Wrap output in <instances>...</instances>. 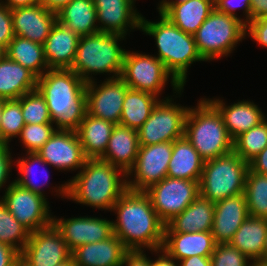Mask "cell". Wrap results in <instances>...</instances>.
I'll list each match as a JSON object with an SVG mask.
<instances>
[{"label":"cell","mask_w":267,"mask_h":266,"mask_svg":"<svg viewBox=\"0 0 267 266\" xmlns=\"http://www.w3.org/2000/svg\"><path fill=\"white\" fill-rule=\"evenodd\" d=\"M111 211L117 213V220L112 222L113 233L128 250L162 249L165 223L144 191L127 189Z\"/></svg>","instance_id":"1"},{"label":"cell","mask_w":267,"mask_h":266,"mask_svg":"<svg viewBox=\"0 0 267 266\" xmlns=\"http://www.w3.org/2000/svg\"><path fill=\"white\" fill-rule=\"evenodd\" d=\"M54 189L56 195L58 193V196L63 198L91 206L93 209L111 211L128 189L127 174L109 162L87 159L76 176Z\"/></svg>","instance_id":"2"},{"label":"cell","mask_w":267,"mask_h":266,"mask_svg":"<svg viewBox=\"0 0 267 266\" xmlns=\"http://www.w3.org/2000/svg\"><path fill=\"white\" fill-rule=\"evenodd\" d=\"M57 130L76 131L87 113L86 82L71 69H48L37 78Z\"/></svg>","instance_id":"3"},{"label":"cell","mask_w":267,"mask_h":266,"mask_svg":"<svg viewBox=\"0 0 267 266\" xmlns=\"http://www.w3.org/2000/svg\"><path fill=\"white\" fill-rule=\"evenodd\" d=\"M159 16L158 22H151L142 15L140 30L154 37L158 48L156 57L184 87L189 66L204 60L198 53L192 34L182 31L161 12Z\"/></svg>","instance_id":"4"},{"label":"cell","mask_w":267,"mask_h":266,"mask_svg":"<svg viewBox=\"0 0 267 266\" xmlns=\"http://www.w3.org/2000/svg\"><path fill=\"white\" fill-rule=\"evenodd\" d=\"M198 101L196 108L188 109L184 136L204 161L231 153L233 139L228 134L221 113L207 98Z\"/></svg>","instance_id":"5"},{"label":"cell","mask_w":267,"mask_h":266,"mask_svg":"<svg viewBox=\"0 0 267 266\" xmlns=\"http://www.w3.org/2000/svg\"><path fill=\"white\" fill-rule=\"evenodd\" d=\"M124 38L103 32L81 36L71 70L86 83L96 80L92 74H113L108 79L120 77L126 50L119 42Z\"/></svg>","instance_id":"6"},{"label":"cell","mask_w":267,"mask_h":266,"mask_svg":"<svg viewBox=\"0 0 267 266\" xmlns=\"http://www.w3.org/2000/svg\"><path fill=\"white\" fill-rule=\"evenodd\" d=\"M249 163L234 151L204 162L199 181L200 196L217 203L245 192Z\"/></svg>","instance_id":"7"},{"label":"cell","mask_w":267,"mask_h":266,"mask_svg":"<svg viewBox=\"0 0 267 266\" xmlns=\"http://www.w3.org/2000/svg\"><path fill=\"white\" fill-rule=\"evenodd\" d=\"M198 53L204 61L227 57L246 37L243 18L214 9L193 35Z\"/></svg>","instance_id":"8"},{"label":"cell","mask_w":267,"mask_h":266,"mask_svg":"<svg viewBox=\"0 0 267 266\" xmlns=\"http://www.w3.org/2000/svg\"><path fill=\"white\" fill-rule=\"evenodd\" d=\"M120 78L130 89L148 92L157 97L167 85L168 79H171L174 93L181 95L184 90L156 55L126 51Z\"/></svg>","instance_id":"9"},{"label":"cell","mask_w":267,"mask_h":266,"mask_svg":"<svg viewBox=\"0 0 267 266\" xmlns=\"http://www.w3.org/2000/svg\"><path fill=\"white\" fill-rule=\"evenodd\" d=\"M164 99L159 100L148 119L137 130L140 146L174 142L184 137L189 107L177 105L176 102L174 104L172 96Z\"/></svg>","instance_id":"10"},{"label":"cell","mask_w":267,"mask_h":266,"mask_svg":"<svg viewBox=\"0 0 267 266\" xmlns=\"http://www.w3.org/2000/svg\"><path fill=\"white\" fill-rule=\"evenodd\" d=\"M144 192L159 218L166 224L200 195L199 181L165 177Z\"/></svg>","instance_id":"11"},{"label":"cell","mask_w":267,"mask_h":266,"mask_svg":"<svg viewBox=\"0 0 267 266\" xmlns=\"http://www.w3.org/2000/svg\"><path fill=\"white\" fill-rule=\"evenodd\" d=\"M4 191L0 199L14 218L30 232L52 225L53 215L46 200L48 198L25 189L14 181Z\"/></svg>","instance_id":"12"},{"label":"cell","mask_w":267,"mask_h":266,"mask_svg":"<svg viewBox=\"0 0 267 266\" xmlns=\"http://www.w3.org/2000/svg\"><path fill=\"white\" fill-rule=\"evenodd\" d=\"M172 148L173 142L140 146L135 164L127 173V188L146 191L167 177Z\"/></svg>","instance_id":"13"},{"label":"cell","mask_w":267,"mask_h":266,"mask_svg":"<svg viewBox=\"0 0 267 266\" xmlns=\"http://www.w3.org/2000/svg\"><path fill=\"white\" fill-rule=\"evenodd\" d=\"M86 83L87 113L93 117L119 124L125 94L129 87L120 78H106L99 85Z\"/></svg>","instance_id":"14"},{"label":"cell","mask_w":267,"mask_h":266,"mask_svg":"<svg viewBox=\"0 0 267 266\" xmlns=\"http://www.w3.org/2000/svg\"><path fill=\"white\" fill-rule=\"evenodd\" d=\"M20 255L30 266H57L71 257V251L52 224L31 232Z\"/></svg>","instance_id":"15"},{"label":"cell","mask_w":267,"mask_h":266,"mask_svg":"<svg viewBox=\"0 0 267 266\" xmlns=\"http://www.w3.org/2000/svg\"><path fill=\"white\" fill-rule=\"evenodd\" d=\"M112 222L105 218L88 216L67 219L53 216L52 219V224L60 232L71 252L81 245L103 241L112 236Z\"/></svg>","instance_id":"16"},{"label":"cell","mask_w":267,"mask_h":266,"mask_svg":"<svg viewBox=\"0 0 267 266\" xmlns=\"http://www.w3.org/2000/svg\"><path fill=\"white\" fill-rule=\"evenodd\" d=\"M51 167L74 171L84 166L85 157L76 131L56 130L37 152Z\"/></svg>","instance_id":"17"},{"label":"cell","mask_w":267,"mask_h":266,"mask_svg":"<svg viewBox=\"0 0 267 266\" xmlns=\"http://www.w3.org/2000/svg\"><path fill=\"white\" fill-rule=\"evenodd\" d=\"M99 32L126 37L128 30L140 29L141 13L135 9V0H93ZM130 28V29H128Z\"/></svg>","instance_id":"18"},{"label":"cell","mask_w":267,"mask_h":266,"mask_svg":"<svg viewBox=\"0 0 267 266\" xmlns=\"http://www.w3.org/2000/svg\"><path fill=\"white\" fill-rule=\"evenodd\" d=\"M14 36L44 44L57 21V13L41 4L11 10Z\"/></svg>","instance_id":"19"},{"label":"cell","mask_w":267,"mask_h":266,"mask_svg":"<svg viewBox=\"0 0 267 266\" xmlns=\"http://www.w3.org/2000/svg\"><path fill=\"white\" fill-rule=\"evenodd\" d=\"M249 217L245 193L215 203L211 233L215 242L229 243L235 232Z\"/></svg>","instance_id":"20"},{"label":"cell","mask_w":267,"mask_h":266,"mask_svg":"<svg viewBox=\"0 0 267 266\" xmlns=\"http://www.w3.org/2000/svg\"><path fill=\"white\" fill-rule=\"evenodd\" d=\"M128 249L113 234L103 241L81 245L71 252L75 266H122Z\"/></svg>","instance_id":"21"},{"label":"cell","mask_w":267,"mask_h":266,"mask_svg":"<svg viewBox=\"0 0 267 266\" xmlns=\"http://www.w3.org/2000/svg\"><path fill=\"white\" fill-rule=\"evenodd\" d=\"M216 242L211 231L165 232L162 249L177 262L192 256H211Z\"/></svg>","instance_id":"22"},{"label":"cell","mask_w":267,"mask_h":266,"mask_svg":"<svg viewBox=\"0 0 267 266\" xmlns=\"http://www.w3.org/2000/svg\"><path fill=\"white\" fill-rule=\"evenodd\" d=\"M79 36L56 21L43 44L49 69H71L75 59Z\"/></svg>","instance_id":"23"},{"label":"cell","mask_w":267,"mask_h":266,"mask_svg":"<svg viewBox=\"0 0 267 266\" xmlns=\"http://www.w3.org/2000/svg\"><path fill=\"white\" fill-rule=\"evenodd\" d=\"M139 148L137 130L116 124L107 148L99 159L121 168L127 174L135 164Z\"/></svg>","instance_id":"24"},{"label":"cell","mask_w":267,"mask_h":266,"mask_svg":"<svg viewBox=\"0 0 267 266\" xmlns=\"http://www.w3.org/2000/svg\"><path fill=\"white\" fill-rule=\"evenodd\" d=\"M207 99L221 113L228 134L233 140L241 133L255 127L266 118V115L262 113L260 107L248 100L238 101L237 103L227 106L226 103L219 98Z\"/></svg>","instance_id":"25"},{"label":"cell","mask_w":267,"mask_h":266,"mask_svg":"<svg viewBox=\"0 0 267 266\" xmlns=\"http://www.w3.org/2000/svg\"><path fill=\"white\" fill-rule=\"evenodd\" d=\"M157 9L182 31L194 35L215 6L212 0H188L180 4H158Z\"/></svg>","instance_id":"26"},{"label":"cell","mask_w":267,"mask_h":266,"mask_svg":"<svg viewBox=\"0 0 267 266\" xmlns=\"http://www.w3.org/2000/svg\"><path fill=\"white\" fill-rule=\"evenodd\" d=\"M214 211L215 203L199 195L185 210L165 224V232L211 231Z\"/></svg>","instance_id":"27"},{"label":"cell","mask_w":267,"mask_h":266,"mask_svg":"<svg viewBox=\"0 0 267 266\" xmlns=\"http://www.w3.org/2000/svg\"><path fill=\"white\" fill-rule=\"evenodd\" d=\"M37 89V77L5 56L0 61V99L16 100Z\"/></svg>","instance_id":"28"},{"label":"cell","mask_w":267,"mask_h":266,"mask_svg":"<svg viewBox=\"0 0 267 266\" xmlns=\"http://www.w3.org/2000/svg\"><path fill=\"white\" fill-rule=\"evenodd\" d=\"M204 160L184 136L173 142L167 177L200 181Z\"/></svg>","instance_id":"29"},{"label":"cell","mask_w":267,"mask_h":266,"mask_svg":"<svg viewBox=\"0 0 267 266\" xmlns=\"http://www.w3.org/2000/svg\"><path fill=\"white\" fill-rule=\"evenodd\" d=\"M115 124L86 113L76 130L87 159H99L105 152Z\"/></svg>","instance_id":"30"},{"label":"cell","mask_w":267,"mask_h":266,"mask_svg":"<svg viewBox=\"0 0 267 266\" xmlns=\"http://www.w3.org/2000/svg\"><path fill=\"white\" fill-rule=\"evenodd\" d=\"M267 233V218L249 216L235 232L229 244L247 256L252 262L263 257Z\"/></svg>","instance_id":"31"},{"label":"cell","mask_w":267,"mask_h":266,"mask_svg":"<svg viewBox=\"0 0 267 266\" xmlns=\"http://www.w3.org/2000/svg\"><path fill=\"white\" fill-rule=\"evenodd\" d=\"M96 14L93 0H72L57 12V21L79 37L87 36L99 32Z\"/></svg>","instance_id":"32"},{"label":"cell","mask_w":267,"mask_h":266,"mask_svg":"<svg viewBox=\"0 0 267 266\" xmlns=\"http://www.w3.org/2000/svg\"><path fill=\"white\" fill-rule=\"evenodd\" d=\"M6 56L26 67L37 78L49 69L43 45L20 36H14L10 41L6 48Z\"/></svg>","instance_id":"33"},{"label":"cell","mask_w":267,"mask_h":266,"mask_svg":"<svg viewBox=\"0 0 267 266\" xmlns=\"http://www.w3.org/2000/svg\"><path fill=\"white\" fill-rule=\"evenodd\" d=\"M160 98L134 89H128L122 107L121 125L138 130L150 116Z\"/></svg>","instance_id":"34"},{"label":"cell","mask_w":267,"mask_h":266,"mask_svg":"<svg viewBox=\"0 0 267 266\" xmlns=\"http://www.w3.org/2000/svg\"><path fill=\"white\" fill-rule=\"evenodd\" d=\"M244 193L249 216L267 218V175L248 169Z\"/></svg>","instance_id":"35"},{"label":"cell","mask_w":267,"mask_h":266,"mask_svg":"<svg viewBox=\"0 0 267 266\" xmlns=\"http://www.w3.org/2000/svg\"><path fill=\"white\" fill-rule=\"evenodd\" d=\"M267 147V118L233 140V151L248 163Z\"/></svg>","instance_id":"36"},{"label":"cell","mask_w":267,"mask_h":266,"mask_svg":"<svg viewBox=\"0 0 267 266\" xmlns=\"http://www.w3.org/2000/svg\"><path fill=\"white\" fill-rule=\"evenodd\" d=\"M30 233L14 218L0 199V243L12 246L21 253L29 240Z\"/></svg>","instance_id":"37"},{"label":"cell","mask_w":267,"mask_h":266,"mask_svg":"<svg viewBox=\"0 0 267 266\" xmlns=\"http://www.w3.org/2000/svg\"><path fill=\"white\" fill-rule=\"evenodd\" d=\"M26 153H27V155L25 154V156H27V157H22V158L18 157V160H16L17 161L16 162L17 168L19 170L18 175H20V176H19V178L17 177L14 180V182L25 189H28L34 193H37V194L42 195L43 197H46L44 194V191H43L44 185L38 184L36 182V180L34 179L35 177H33V175L35 173H37L33 170V168H34L35 164L41 165V166H45L48 164L41 158V156L37 152H26ZM44 173H46L45 177H47V179H48L49 175L47 174L48 171L46 170V168H45ZM47 179L45 178V180H43V181H45L48 184Z\"/></svg>","instance_id":"38"},{"label":"cell","mask_w":267,"mask_h":266,"mask_svg":"<svg viewBox=\"0 0 267 266\" xmlns=\"http://www.w3.org/2000/svg\"><path fill=\"white\" fill-rule=\"evenodd\" d=\"M17 100L21 103L25 124L52 123L46 101L37 89L24 94Z\"/></svg>","instance_id":"39"},{"label":"cell","mask_w":267,"mask_h":266,"mask_svg":"<svg viewBox=\"0 0 267 266\" xmlns=\"http://www.w3.org/2000/svg\"><path fill=\"white\" fill-rule=\"evenodd\" d=\"M24 126L21 103L17 99L5 100L1 117V138L9 144L13 138L20 135Z\"/></svg>","instance_id":"40"},{"label":"cell","mask_w":267,"mask_h":266,"mask_svg":"<svg viewBox=\"0 0 267 266\" xmlns=\"http://www.w3.org/2000/svg\"><path fill=\"white\" fill-rule=\"evenodd\" d=\"M56 130L53 123L25 124L18 138L27 152H38Z\"/></svg>","instance_id":"41"},{"label":"cell","mask_w":267,"mask_h":266,"mask_svg":"<svg viewBox=\"0 0 267 266\" xmlns=\"http://www.w3.org/2000/svg\"><path fill=\"white\" fill-rule=\"evenodd\" d=\"M229 243H218L211 255L212 266H252L253 262Z\"/></svg>","instance_id":"42"},{"label":"cell","mask_w":267,"mask_h":266,"mask_svg":"<svg viewBox=\"0 0 267 266\" xmlns=\"http://www.w3.org/2000/svg\"><path fill=\"white\" fill-rule=\"evenodd\" d=\"M214 6L217 11L234 17H238L235 13L236 9L242 8L243 13L246 14L243 22L245 24L250 22L251 0H216Z\"/></svg>","instance_id":"43"},{"label":"cell","mask_w":267,"mask_h":266,"mask_svg":"<svg viewBox=\"0 0 267 266\" xmlns=\"http://www.w3.org/2000/svg\"><path fill=\"white\" fill-rule=\"evenodd\" d=\"M13 38L11 10L0 1V45L7 48Z\"/></svg>","instance_id":"44"},{"label":"cell","mask_w":267,"mask_h":266,"mask_svg":"<svg viewBox=\"0 0 267 266\" xmlns=\"http://www.w3.org/2000/svg\"><path fill=\"white\" fill-rule=\"evenodd\" d=\"M246 35L251 36L260 46L267 48V18L251 20L246 24Z\"/></svg>","instance_id":"45"},{"label":"cell","mask_w":267,"mask_h":266,"mask_svg":"<svg viewBox=\"0 0 267 266\" xmlns=\"http://www.w3.org/2000/svg\"><path fill=\"white\" fill-rule=\"evenodd\" d=\"M10 144H6L0 150V190L7 183L9 175L12 169V158L10 153Z\"/></svg>","instance_id":"46"},{"label":"cell","mask_w":267,"mask_h":266,"mask_svg":"<svg viewBox=\"0 0 267 266\" xmlns=\"http://www.w3.org/2000/svg\"><path fill=\"white\" fill-rule=\"evenodd\" d=\"M144 250H128L123 258L122 266H151V259Z\"/></svg>","instance_id":"47"},{"label":"cell","mask_w":267,"mask_h":266,"mask_svg":"<svg viewBox=\"0 0 267 266\" xmlns=\"http://www.w3.org/2000/svg\"><path fill=\"white\" fill-rule=\"evenodd\" d=\"M20 252L4 243H0V266H12L19 258Z\"/></svg>","instance_id":"48"},{"label":"cell","mask_w":267,"mask_h":266,"mask_svg":"<svg viewBox=\"0 0 267 266\" xmlns=\"http://www.w3.org/2000/svg\"><path fill=\"white\" fill-rule=\"evenodd\" d=\"M249 169L253 172L267 175V147L249 162Z\"/></svg>","instance_id":"49"},{"label":"cell","mask_w":267,"mask_h":266,"mask_svg":"<svg viewBox=\"0 0 267 266\" xmlns=\"http://www.w3.org/2000/svg\"><path fill=\"white\" fill-rule=\"evenodd\" d=\"M267 18V0H251L250 21Z\"/></svg>","instance_id":"50"},{"label":"cell","mask_w":267,"mask_h":266,"mask_svg":"<svg viewBox=\"0 0 267 266\" xmlns=\"http://www.w3.org/2000/svg\"><path fill=\"white\" fill-rule=\"evenodd\" d=\"M179 266H212L211 256H192L178 261Z\"/></svg>","instance_id":"51"},{"label":"cell","mask_w":267,"mask_h":266,"mask_svg":"<svg viewBox=\"0 0 267 266\" xmlns=\"http://www.w3.org/2000/svg\"><path fill=\"white\" fill-rule=\"evenodd\" d=\"M151 252H155V254L158 253V258H156L155 261L151 260V266H179V263L170 257L163 249ZM159 253H161V255Z\"/></svg>","instance_id":"52"},{"label":"cell","mask_w":267,"mask_h":266,"mask_svg":"<svg viewBox=\"0 0 267 266\" xmlns=\"http://www.w3.org/2000/svg\"><path fill=\"white\" fill-rule=\"evenodd\" d=\"M10 10L41 4V0H0Z\"/></svg>","instance_id":"53"},{"label":"cell","mask_w":267,"mask_h":266,"mask_svg":"<svg viewBox=\"0 0 267 266\" xmlns=\"http://www.w3.org/2000/svg\"><path fill=\"white\" fill-rule=\"evenodd\" d=\"M71 1L72 0H41V5L47 10L57 13Z\"/></svg>","instance_id":"54"},{"label":"cell","mask_w":267,"mask_h":266,"mask_svg":"<svg viewBox=\"0 0 267 266\" xmlns=\"http://www.w3.org/2000/svg\"><path fill=\"white\" fill-rule=\"evenodd\" d=\"M259 262L267 265V233H266V238L264 242L263 257Z\"/></svg>","instance_id":"55"},{"label":"cell","mask_w":267,"mask_h":266,"mask_svg":"<svg viewBox=\"0 0 267 266\" xmlns=\"http://www.w3.org/2000/svg\"><path fill=\"white\" fill-rule=\"evenodd\" d=\"M12 266H30L26 260L20 255L19 258L13 263Z\"/></svg>","instance_id":"56"},{"label":"cell","mask_w":267,"mask_h":266,"mask_svg":"<svg viewBox=\"0 0 267 266\" xmlns=\"http://www.w3.org/2000/svg\"><path fill=\"white\" fill-rule=\"evenodd\" d=\"M186 1H188V0H161L160 1V4H180V3H184V2H186Z\"/></svg>","instance_id":"57"},{"label":"cell","mask_w":267,"mask_h":266,"mask_svg":"<svg viewBox=\"0 0 267 266\" xmlns=\"http://www.w3.org/2000/svg\"><path fill=\"white\" fill-rule=\"evenodd\" d=\"M57 266H75V264H74L73 258L71 256L68 260L58 264Z\"/></svg>","instance_id":"58"},{"label":"cell","mask_w":267,"mask_h":266,"mask_svg":"<svg viewBox=\"0 0 267 266\" xmlns=\"http://www.w3.org/2000/svg\"><path fill=\"white\" fill-rule=\"evenodd\" d=\"M6 56V48L0 45V61Z\"/></svg>","instance_id":"59"},{"label":"cell","mask_w":267,"mask_h":266,"mask_svg":"<svg viewBox=\"0 0 267 266\" xmlns=\"http://www.w3.org/2000/svg\"><path fill=\"white\" fill-rule=\"evenodd\" d=\"M4 101H5L4 99H0V130H1V117H2Z\"/></svg>","instance_id":"60"},{"label":"cell","mask_w":267,"mask_h":266,"mask_svg":"<svg viewBox=\"0 0 267 266\" xmlns=\"http://www.w3.org/2000/svg\"><path fill=\"white\" fill-rule=\"evenodd\" d=\"M7 143L1 138L0 136V150L6 145Z\"/></svg>","instance_id":"61"},{"label":"cell","mask_w":267,"mask_h":266,"mask_svg":"<svg viewBox=\"0 0 267 266\" xmlns=\"http://www.w3.org/2000/svg\"><path fill=\"white\" fill-rule=\"evenodd\" d=\"M252 266H267V265L260 262H253Z\"/></svg>","instance_id":"62"}]
</instances>
